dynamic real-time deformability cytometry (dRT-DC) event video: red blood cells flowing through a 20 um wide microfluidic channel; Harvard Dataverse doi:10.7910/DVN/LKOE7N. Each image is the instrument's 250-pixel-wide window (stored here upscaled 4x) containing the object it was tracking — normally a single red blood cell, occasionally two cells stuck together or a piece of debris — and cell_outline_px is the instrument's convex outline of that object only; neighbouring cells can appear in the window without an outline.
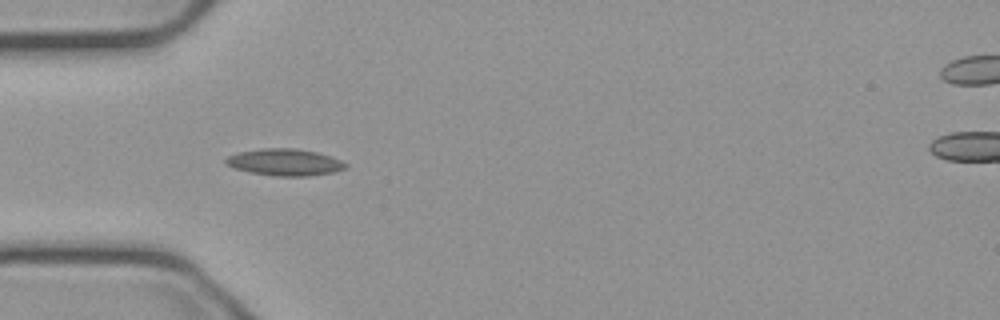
{"species": "common noctule bat (a hibernating species)", "species_latin": "Nyctalus noctula", "temperature_condition": "cold", "stored_images_in_passage": 39, "camera_frame_rate_fps": 3000, "um_per_image_px": 0.085, "animal": {"sex": "male", "body_mass_g": 23.1, "forearm_length_mm": 52.7}, "frame": {"image": 1, "passage_image": 1, "time_ms": 0.0, "image_size_px": [1000, 320], "cell_outline_px": [[348, 164], [344, 168], [336, 172], [308, 176], [272, 176], [232, 168], [224, 164], [224, 160], [228, 156], [240, 152], [264, 148], [296, 148], [316, 152], [340, 160]], "centroid_in_image_um": [24.18, 13.8], "position_along_channel_um": 60.8, "area_um2": 18.67}}
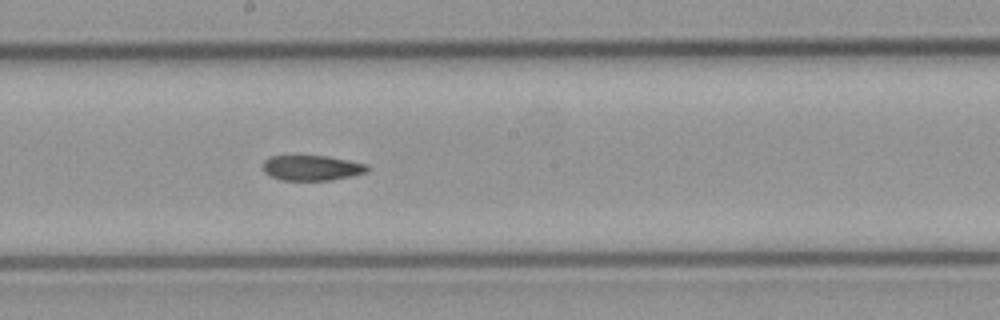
{"frame": {"image": 2, "passage_image": 14, "time_ms": 4.333, "image_size_px": [1000, 320], "cell_outline_px": [[368, 172], [352, 176], [332, 180], [280, 180], [264, 172], [264, 160], [268, 156], [324, 156], [368, 164]], "centroid_in_image_um": [26.51, 14.27], "position_along_channel_um": 221.7, "area_um2": 15.26}}
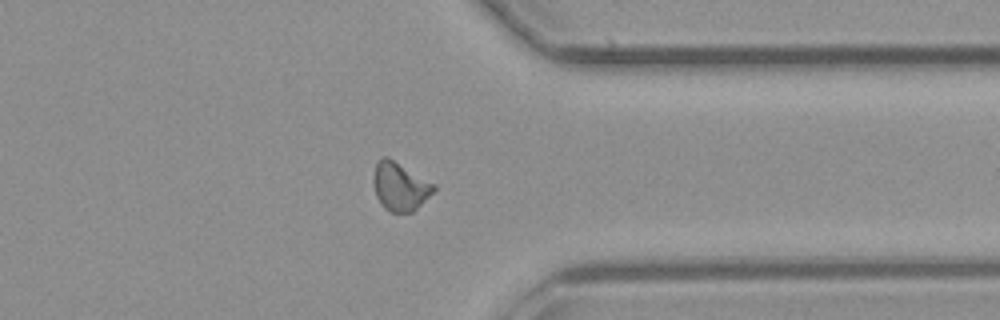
{"frame": {"image": 3, "passage_image": 27, "time_ms": 8.667, "image_size_px": [1000, 320], "cell_outline_px": [[436, 188], [412, 212], [392, 212], [384, 208], [380, 204], [376, 196], [372, 180], [372, 176], [376, 160], [380, 156], [388, 156], [436, 184]], "centroid_in_image_um": [33.95, 15.8], "position_along_channel_um": 377.5, "area_um2": 17.22}, "authors_computed_cell_mechanics": {"area_um2": 16.5308, "velocity_mm_per_s": 3.7325, "shape_relaxation_time_tau1_ms": null, "shape_relaxation_time_tau2_ms": 9.8036, "deformation_change_tau1": null, "deformation_change_tau2": 0.1543}}